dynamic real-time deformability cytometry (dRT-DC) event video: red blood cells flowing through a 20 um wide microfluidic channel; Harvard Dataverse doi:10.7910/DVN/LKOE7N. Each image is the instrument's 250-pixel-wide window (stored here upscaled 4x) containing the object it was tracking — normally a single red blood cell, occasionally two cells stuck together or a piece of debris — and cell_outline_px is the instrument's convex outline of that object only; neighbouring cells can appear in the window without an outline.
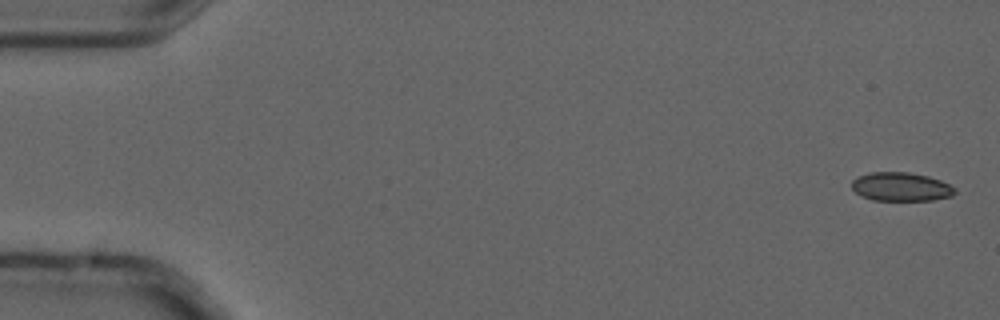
{"species": "common noctule bat (a hibernating species)", "species_latin": "Nyctalus noctula", "temperature_condition": "cold", "stored_images_in_passage": 5, "camera_frame_rate_fps": 3000, "um_per_image_px": 0.085, "animal": {"sex": "male", "forearm_length_mm": 52.5}, "frame": {"image": 1, "passage_image": 1, "time_ms": 0.0, "image_size_px": [1000, 320], "cell_outline_px": [[956, 192], [952, 196], [932, 200], [872, 200], [860, 196], [852, 188], [852, 180], [860, 176], [872, 172], [908, 172], [928, 176], [940, 180], [956, 188]], "centroid_in_image_um": [76.59, 15.88], "position_along_channel_um": 8.4, "area_um2": 17.22}}
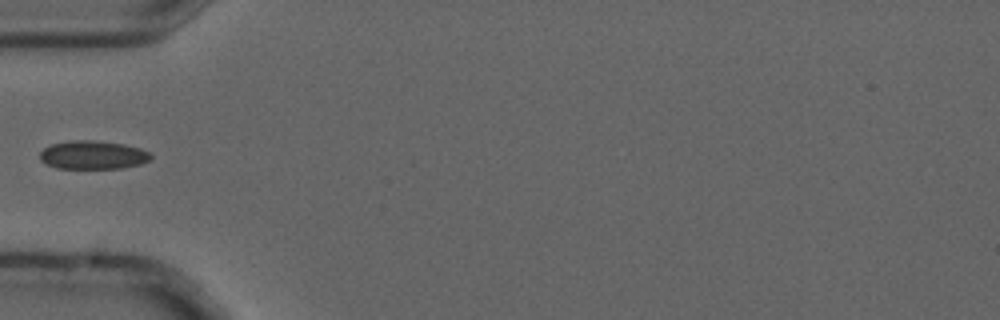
{"frame": {"image": 2, "passage_image": 5, "time_ms": 1.333, "image_size_px": [1000, 320], "cell_outline_px": [[152, 156], [148, 160], [140, 164], [120, 168], [56, 168], [40, 160], [40, 152], [44, 148], [52, 144], [72, 140], [96, 140], [124, 144], [140, 148], [148, 152]], "centroid_in_image_um": [7.88, 13.16], "position_along_channel_um": 77.1, "area_um2": 18.26}}